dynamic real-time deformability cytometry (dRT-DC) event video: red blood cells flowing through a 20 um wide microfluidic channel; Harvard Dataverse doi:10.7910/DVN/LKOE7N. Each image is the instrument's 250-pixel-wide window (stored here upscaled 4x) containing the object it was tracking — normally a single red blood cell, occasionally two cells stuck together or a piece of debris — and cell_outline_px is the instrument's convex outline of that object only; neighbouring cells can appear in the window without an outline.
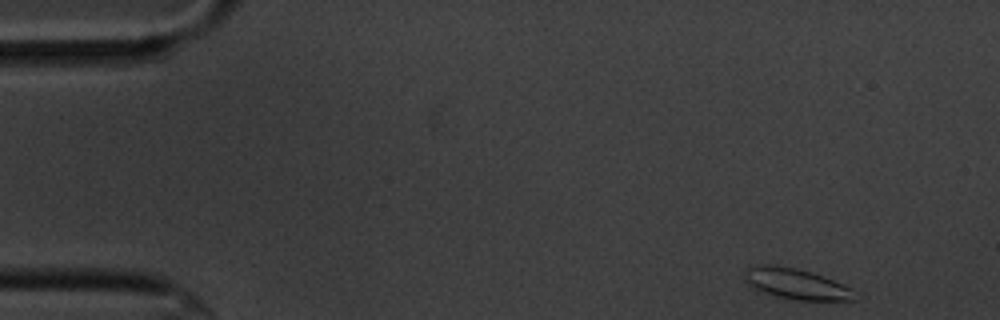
{"species": "common noctule bat (a hibernating species)", "species_latin": "Nyctalus noctula", "temperature_condition": "cold", "stored_images_in_passage": 54, "camera_frame_rate_fps": 3000, "um_per_image_px": 0.085, "animal": {"sex": "male", "body_mass_g": 20.1, "forearm_length_mm": 53.5}, "frame": {"image": 1, "passage_image": 1, "time_ms": 0.0, "image_size_px": [1000, 320], "cell_outline_px": [[852, 300], [796, 300], [756, 292], [744, 280], [744, 272], [748, 268], [756, 264], [768, 264], [796, 268], [812, 272], [824, 276], [852, 288]], "centroid_in_image_um": [67.56, 24.11], "position_along_channel_um": 17.4, "area_um2": 19.83}}
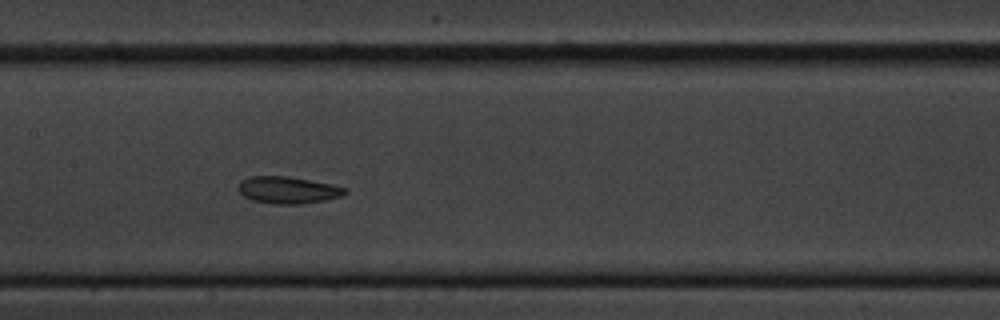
{"frame": {"image": 2, "passage_image": 24, "time_ms": 7.667, "image_size_px": [1000, 320], "cell_outline_px": [[348, 192], [340, 196], [324, 200], [300, 204], [272, 204], [252, 200], [244, 196], [236, 188], [240, 180], [248, 176], [288, 176], [332, 184], [348, 188]], "centroid_in_image_um": [24.44, 16.14], "position_along_channel_um": 183.0, "area_um2": 16.94}}
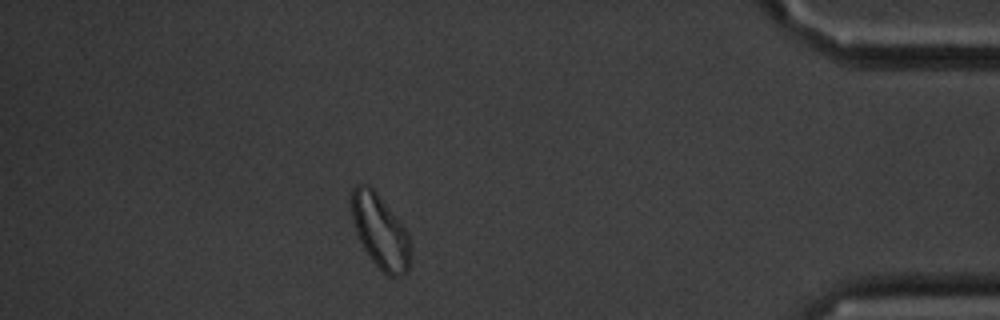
{"frame": {"image": 3, "passage_image": 47, "time_ms": 15.333, "image_size_px": [1000, 320], "cell_outline_px": [[408, 268], [400, 276], [388, 276], [372, 260], [364, 248], [356, 232], [352, 216], [352, 188], [356, 184], [364, 184], [372, 188], [376, 192], [400, 224], [408, 236]], "centroid_in_image_um": [32.26, 19.66], "position_along_channel_um": 402.9, "area_um2": 24.04}, "authors_computed_cell_mechanics": {"area_um2": 18.0914, "velocity_mm_per_s": 3.4357, "shape_relaxation_time_tau1_ms": 5.4366, "shape_relaxation_time_tau2_ms": 5.348, "deformation_change_tau1": 0.0941, "deformation_change_tau2": 0.1053}}